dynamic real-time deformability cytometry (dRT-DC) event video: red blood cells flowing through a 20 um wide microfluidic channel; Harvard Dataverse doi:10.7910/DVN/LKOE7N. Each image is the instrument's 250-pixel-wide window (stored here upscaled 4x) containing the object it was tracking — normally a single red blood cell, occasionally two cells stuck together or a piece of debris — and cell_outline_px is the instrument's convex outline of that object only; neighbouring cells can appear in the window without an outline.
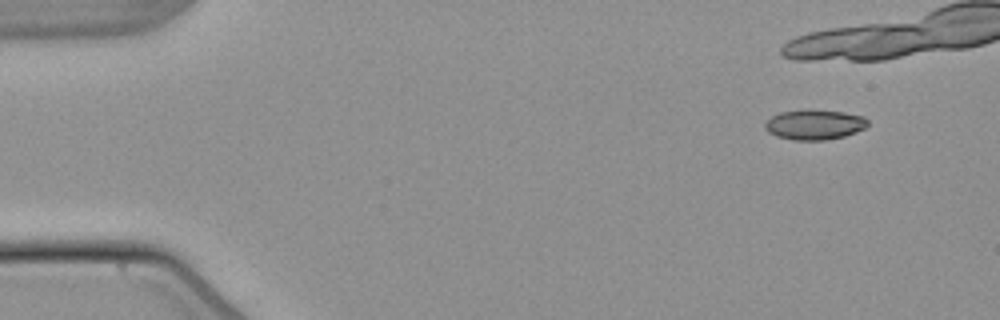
{"species": "common noctule bat (a hibernating species)", "species_latin": "Nyctalus noctula", "temperature_condition": "warm", "stored_images_in_passage": 11, "camera_frame_rate_fps": 3000, "um_per_image_px": 0.085, "animal": {"sex": "male", "body_mass_g": 21.5, "forearm_length_mm": 52.0}, "frame": {"image": 1, "passage_image": 1, "time_ms": 0.0, "image_size_px": [1000, 320], "cell_outline_px": [[868, 124], [864, 128], [856, 132], [844, 136], [824, 140], [792, 140], [776, 136], [768, 132], [764, 128], [764, 124], [772, 116], [780, 112], [804, 108], [844, 112], [864, 116], [868, 120]], "centroid_in_image_um": [69.21, 10.57], "position_along_channel_um": 15.8, "area_um2": 18.26}}